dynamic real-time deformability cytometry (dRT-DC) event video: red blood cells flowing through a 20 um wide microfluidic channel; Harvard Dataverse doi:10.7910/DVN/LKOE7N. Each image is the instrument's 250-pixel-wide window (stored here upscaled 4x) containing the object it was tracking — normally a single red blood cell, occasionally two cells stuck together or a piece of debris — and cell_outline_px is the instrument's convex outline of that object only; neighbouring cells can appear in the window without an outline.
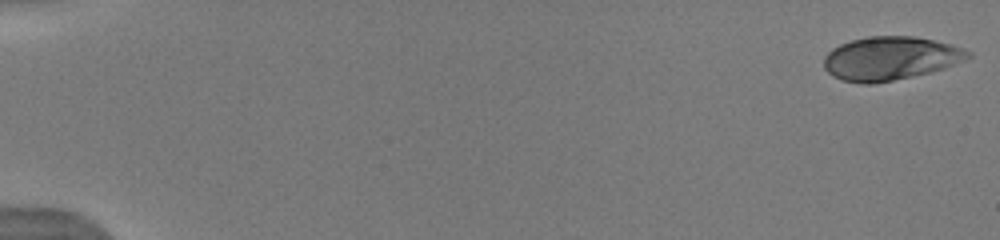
{"species": "human", "species_latin": "Homo sapiens", "temperature_condition": "warm", "stored_images_in_passage": 21, "camera_frame_rate_fps": 3000, "um_per_image_px": 0.085, "donor": {"sex": "male"}, "frame": {"image": 1, "passage_image": 1, "time_ms": 0.0, "image_size_px": [1000, 240], "cell_outline_px": [[972, 56], [964, 60], [944, 68], [932, 72], [872, 84], [860, 84], [844, 80], [832, 76], [824, 68], [824, 56], [832, 48], [840, 44], [852, 40], [868, 36], [916, 36], [964, 48], [972, 52]], "centroid_in_image_um": [75.67, 4.96], "position_along_channel_um": 9.3, "area_um2": 36.53}}
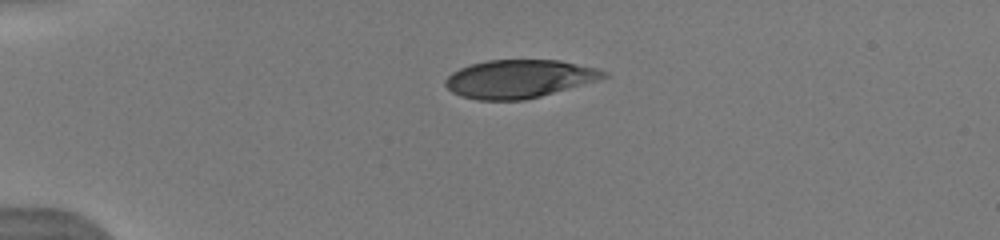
{"frame": {"image": 2, "passage_image": 10, "time_ms": 4.0, "image_size_px": [1000, 240], "cell_outline_px": [[608, 76], [596, 80], [540, 96], [524, 100], [476, 100], [460, 96], [452, 92], [444, 84], [444, 80], [452, 72], [460, 68], [472, 64], [488, 60], [560, 60], [600, 68], [608, 72]], "centroid_in_image_um": [44.11, 6.69], "position_along_channel_um": 40.9, "area_um2": 35.14}}
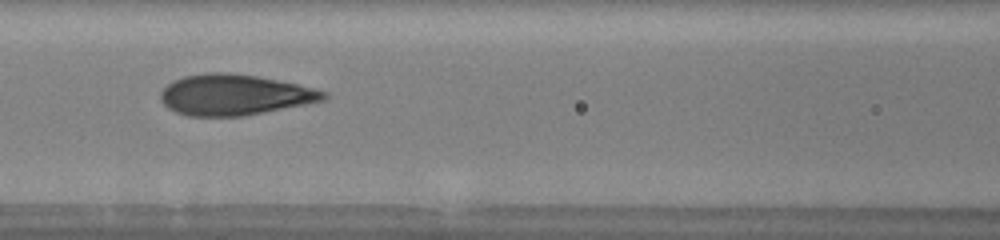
{"frame": {"image": 3, "passage_image": 19, "time_ms": 7.667, "image_size_px": [1000, 240], "cell_outline_px": [[328, 96], [324, 100], [244, 116], [188, 116], [176, 112], [168, 108], [160, 100], [160, 92], [168, 84], [184, 76], [204, 72], [228, 72], [256, 76], [296, 84], [328, 92]], "centroid_in_image_um": [19.89, 8.06], "position_along_channel_um": 146.7, "area_um2": 38.49}}